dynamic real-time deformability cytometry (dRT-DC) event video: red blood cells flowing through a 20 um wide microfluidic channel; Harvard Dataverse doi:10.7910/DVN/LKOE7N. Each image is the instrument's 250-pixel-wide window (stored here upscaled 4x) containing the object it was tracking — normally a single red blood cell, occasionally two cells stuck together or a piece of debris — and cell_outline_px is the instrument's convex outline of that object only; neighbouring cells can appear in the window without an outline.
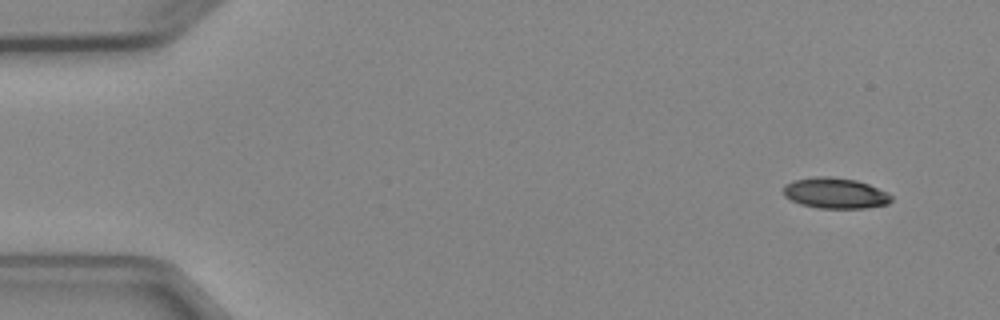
{"species": "Egyptian fruit bat (a non-hibernating species)", "species_latin": "Rousettus aegyptiacus", "temperature_condition": "cold", "stored_images_in_passage": 4, "camera_frame_rate_fps": 3000, "um_per_image_px": 0.085, "animal": {"sex": "female"}, "frame": {"image": 1, "passage_image": 1, "time_ms": 0.0, "image_size_px": [1000, 320], "cell_outline_px": [[892, 200], [888, 204], [868, 208], [820, 208], [800, 204], [784, 196], [784, 184], [792, 180], [816, 176], [828, 176], [856, 180], [868, 184], [888, 192], [892, 196]], "centroid_in_image_um": [71.0, 16.41], "position_along_channel_um": 14.0, "area_um2": 19.42}}
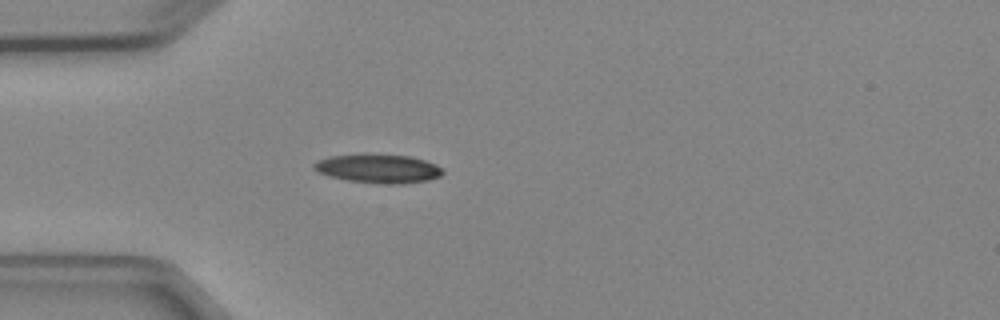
{"frame": {"image": 2, "passage_image": 4, "time_ms": 3.667, "image_size_px": [1000, 320], "cell_outline_px": [[444, 172], [440, 176], [428, 180], [400, 184], [388, 184], [348, 180], [328, 176], [312, 168], [312, 164], [316, 160], [328, 156], [408, 156], [424, 160], [440, 168]], "centroid_in_image_um": [32.12, 14.36], "position_along_channel_um": 52.9, "area_um2": 20.75}}